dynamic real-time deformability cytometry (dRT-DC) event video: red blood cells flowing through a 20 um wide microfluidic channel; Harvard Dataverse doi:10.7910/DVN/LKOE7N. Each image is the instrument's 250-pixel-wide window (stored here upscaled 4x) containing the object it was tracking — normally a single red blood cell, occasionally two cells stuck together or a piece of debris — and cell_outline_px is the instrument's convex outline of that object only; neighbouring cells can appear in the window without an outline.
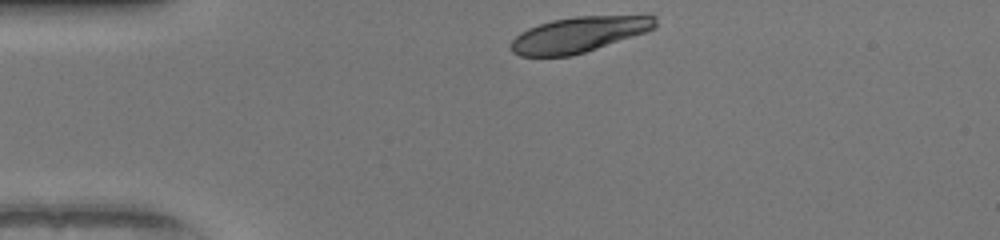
{"species": "human", "species_latin": "Homo sapiens", "temperature_condition": "warm", "stored_images_in_passage": 31, "camera_frame_rate_fps": 3000, "um_per_image_px": 0.085, "donor": {"sex": "female"}, "frame": {"image": 1, "passage_image": 1, "time_ms": 0.0, "image_size_px": [1000, 240], "cell_outline_px": [[656, 28], [648, 32], [572, 56], [520, 56], [512, 52], [512, 40], [520, 32], [528, 28], [552, 20], [576, 16], [656, 16]], "centroid_in_image_um": [49.21, 2.94], "position_along_channel_um": 35.8, "area_um2": 29.71}}
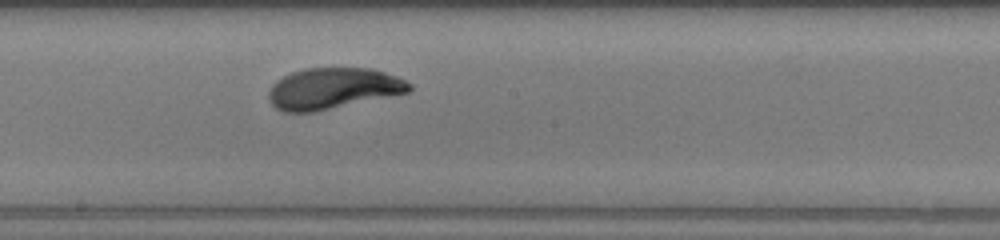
{"frame": {"image": 2, "passage_image": 18, "time_ms": 5.667, "image_size_px": [1000, 240], "cell_outline_px": [[412, 88], [408, 92], [312, 112], [284, 112], [276, 108], [268, 100], [268, 92], [272, 84], [276, 80], [292, 72], [304, 68], [372, 68], [396, 76], [412, 84]], "centroid_in_image_um": [28.26, 7.51], "position_along_channel_um": 219.9, "area_um2": 33.47}}
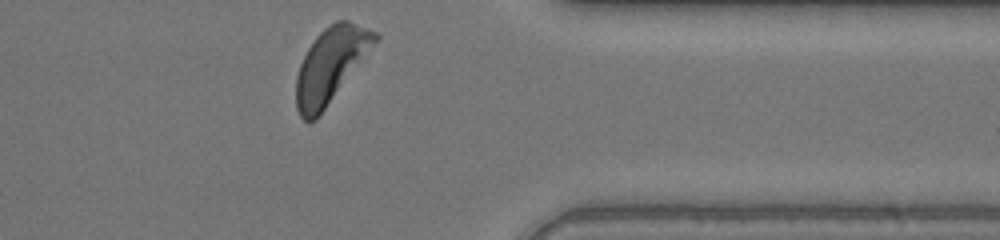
{"frame": {"image": 3, "passage_image": 31, "time_ms": 10.0, "image_size_px": [1000, 240], "cell_outline_px": [[380, 36], [316, 120], [308, 124], [300, 116], [296, 108], [296, 76], [300, 64], [308, 48], [316, 36], [324, 28], [336, 20], [348, 20], [376, 32]], "centroid_in_image_um": [28.06, 5.54], "position_along_channel_um": 383.3, "area_um2": 33.7}, "authors_computed_cell_mechanics": {"area_um2": 33.2928, "velocity_mm_per_s": 4.0366, "shape_relaxation_time_tau1_ms": 2.7157, "shape_relaxation_time_tau2_ms": null, "deformation_change_tau1": 0.1845, "deformation_change_tau2": null}}